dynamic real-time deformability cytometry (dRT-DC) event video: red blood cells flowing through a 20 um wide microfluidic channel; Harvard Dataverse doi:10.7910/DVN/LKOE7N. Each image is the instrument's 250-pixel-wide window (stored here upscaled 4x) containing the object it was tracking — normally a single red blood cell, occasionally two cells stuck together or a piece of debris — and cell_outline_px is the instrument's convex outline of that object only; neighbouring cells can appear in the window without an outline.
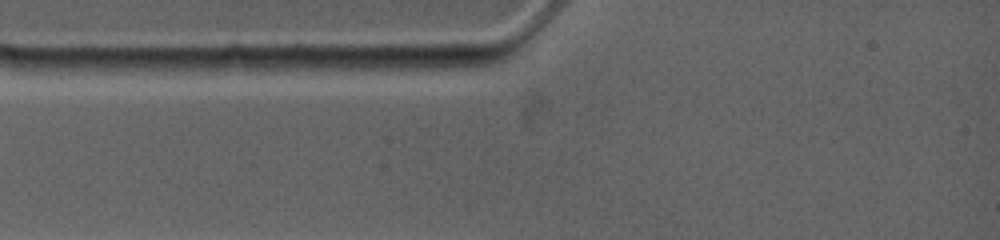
{"species": "common noctule bat (a hibernating species)", "species_latin": "Nyctalus noctula", "temperature_condition": "warm", "stored_images_in_passage": 1, "camera_frame_rate_fps": 4500, "um_per_image_px": 0.085, "animal": {"sex": "female", "body_mass_g": 19.0, "forearm_length_mm": 53.3}, "frame": {"image": 1, "passage_image": 1, "time_ms": 0.0, "image_size_px": [1000, 240], "cell_outline_px": [[252, 68], [240, 72], [156, 76], [152, 68], [168, 60], [228, 56], [244, 56]], "centroid_in_image_um": [17.22, 5.61], "position_along_channel_um": 67.8, "area_um2": 10.46}}